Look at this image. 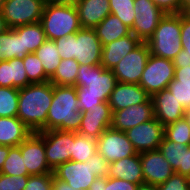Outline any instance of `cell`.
Wrapping results in <instances>:
<instances>
[{
    "label": "cell",
    "mask_w": 190,
    "mask_h": 190,
    "mask_svg": "<svg viewBox=\"0 0 190 190\" xmlns=\"http://www.w3.org/2000/svg\"><path fill=\"white\" fill-rule=\"evenodd\" d=\"M29 176L53 173L45 155L44 131L33 132L20 144Z\"/></svg>",
    "instance_id": "8fae6325"
},
{
    "label": "cell",
    "mask_w": 190,
    "mask_h": 190,
    "mask_svg": "<svg viewBox=\"0 0 190 190\" xmlns=\"http://www.w3.org/2000/svg\"><path fill=\"white\" fill-rule=\"evenodd\" d=\"M158 150L170 163L173 171L177 174L184 175V159L185 152L188 150V146L183 144H177L168 140L165 136L158 147Z\"/></svg>",
    "instance_id": "f546056e"
},
{
    "label": "cell",
    "mask_w": 190,
    "mask_h": 190,
    "mask_svg": "<svg viewBox=\"0 0 190 190\" xmlns=\"http://www.w3.org/2000/svg\"><path fill=\"white\" fill-rule=\"evenodd\" d=\"M165 14L182 13V0H152Z\"/></svg>",
    "instance_id": "7bdbcfd3"
},
{
    "label": "cell",
    "mask_w": 190,
    "mask_h": 190,
    "mask_svg": "<svg viewBox=\"0 0 190 190\" xmlns=\"http://www.w3.org/2000/svg\"><path fill=\"white\" fill-rule=\"evenodd\" d=\"M74 139L75 132L57 129L44 131L46 160L53 171L71 160Z\"/></svg>",
    "instance_id": "9c48e42d"
},
{
    "label": "cell",
    "mask_w": 190,
    "mask_h": 190,
    "mask_svg": "<svg viewBox=\"0 0 190 190\" xmlns=\"http://www.w3.org/2000/svg\"><path fill=\"white\" fill-rule=\"evenodd\" d=\"M125 133L135 151L142 153L158 149L165 136V129L154 117L147 122L128 129Z\"/></svg>",
    "instance_id": "9a60e30c"
},
{
    "label": "cell",
    "mask_w": 190,
    "mask_h": 190,
    "mask_svg": "<svg viewBox=\"0 0 190 190\" xmlns=\"http://www.w3.org/2000/svg\"><path fill=\"white\" fill-rule=\"evenodd\" d=\"M97 152L109 164L137 153L128 140L127 134L111 127L97 139Z\"/></svg>",
    "instance_id": "4fadbf2b"
},
{
    "label": "cell",
    "mask_w": 190,
    "mask_h": 190,
    "mask_svg": "<svg viewBox=\"0 0 190 190\" xmlns=\"http://www.w3.org/2000/svg\"><path fill=\"white\" fill-rule=\"evenodd\" d=\"M79 0H45V3L60 5H76Z\"/></svg>",
    "instance_id": "f5cc1de1"
},
{
    "label": "cell",
    "mask_w": 190,
    "mask_h": 190,
    "mask_svg": "<svg viewBox=\"0 0 190 190\" xmlns=\"http://www.w3.org/2000/svg\"><path fill=\"white\" fill-rule=\"evenodd\" d=\"M53 173L29 176L24 190H52Z\"/></svg>",
    "instance_id": "ab89813d"
},
{
    "label": "cell",
    "mask_w": 190,
    "mask_h": 190,
    "mask_svg": "<svg viewBox=\"0 0 190 190\" xmlns=\"http://www.w3.org/2000/svg\"><path fill=\"white\" fill-rule=\"evenodd\" d=\"M102 44L94 29L81 28L73 34V59L80 65H100Z\"/></svg>",
    "instance_id": "5bb4252c"
},
{
    "label": "cell",
    "mask_w": 190,
    "mask_h": 190,
    "mask_svg": "<svg viewBox=\"0 0 190 190\" xmlns=\"http://www.w3.org/2000/svg\"><path fill=\"white\" fill-rule=\"evenodd\" d=\"M112 110L108 102H102L89 111L82 112L81 125L78 134L98 139L103 132L110 128Z\"/></svg>",
    "instance_id": "e0dca14e"
},
{
    "label": "cell",
    "mask_w": 190,
    "mask_h": 190,
    "mask_svg": "<svg viewBox=\"0 0 190 190\" xmlns=\"http://www.w3.org/2000/svg\"><path fill=\"white\" fill-rule=\"evenodd\" d=\"M150 98L151 96L139 84L117 82L108 99V104L113 113L136 104L145 103Z\"/></svg>",
    "instance_id": "d6986e66"
},
{
    "label": "cell",
    "mask_w": 190,
    "mask_h": 190,
    "mask_svg": "<svg viewBox=\"0 0 190 190\" xmlns=\"http://www.w3.org/2000/svg\"><path fill=\"white\" fill-rule=\"evenodd\" d=\"M52 190H82V189H73L68 183L57 179L53 176Z\"/></svg>",
    "instance_id": "c3c4849f"
},
{
    "label": "cell",
    "mask_w": 190,
    "mask_h": 190,
    "mask_svg": "<svg viewBox=\"0 0 190 190\" xmlns=\"http://www.w3.org/2000/svg\"><path fill=\"white\" fill-rule=\"evenodd\" d=\"M28 81L31 84L45 83L50 78L45 74L41 61L34 53H29L23 59Z\"/></svg>",
    "instance_id": "74e56055"
},
{
    "label": "cell",
    "mask_w": 190,
    "mask_h": 190,
    "mask_svg": "<svg viewBox=\"0 0 190 190\" xmlns=\"http://www.w3.org/2000/svg\"><path fill=\"white\" fill-rule=\"evenodd\" d=\"M181 44L185 53L190 56V19L181 13Z\"/></svg>",
    "instance_id": "bcb514c9"
},
{
    "label": "cell",
    "mask_w": 190,
    "mask_h": 190,
    "mask_svg": "<svg viewBox=\"0 0 190 190\" xmlns=\"http://www.w3.org/2000/svg\"><path fill=\"white\" fill-rule=\"evenodd\" d=\"M164 129L168 140L177 144L190 145V126L185 118L166 125Z\"/></svg>",
    "instance_id": "d590c367"
},
{
    "label": "cell",
    "mask_w": 190,
    "mask_h": 190,
    "mask_svg": "<svg viewBox=\"0 0 190 190\" xmlns=\"http://www.w3.org/2000/svg\"><path fill=\"white\" fill-rule=\"evenodd\" d=\"M107 184V177H96L88 190H104Z\"/></svg>",
    "instance_id": "681fc988"
},
{
    "label": "cell",
    "mask_w": 190,
    "mask_h": 190,
    "mask_svg": "<svg viewBox=\"0 0 190 190\" xmlns=\"http://www.w3.org/2000/svg\"><path fill=\"white\" fill-rule=\"evenodd\" d=\"M175 68H183V66L190 65V56L182 49L177 56L173 59Z\"/></svg>",
    "instance_id": "7dc6e473"
},
{
    "label": "cell",
    "mask_w": 190,
    "mask_h": 190,
    "mask_svg": "<svg viewBox=\"0 0 190 190\" xmlns=\"http://www.w3.org/2000/svg\"><path fill=\"white\" fill-rule=\"evenodd\" d=\"M53 174L73 189L88 190L96 177H108L109 163L96 152L87 162L70 160L62 163Z\"/></svg>",
    "instance_id": "3957f363"
},
{
    "label": "cell",
    "mask_w": 190,
    "mask_h": 190,
    "mask_svg": "<svg viewBox=\"0 0 190 190\" xmlns=\"http://www.w3.org/2000/svg\"><path fill=\"white\" fill-rule=\"evenodd\" d=\"M94 30L102 46L131 33L130 28L111 13Z\"/></svg>",
    "instance_id": "484cf974"
},
{
    "label": "cell",
    "mask_w": 190,
    "mask_h": 190,
    "mask_svg": "<svg viewBox=\"0 0 190 190\" xmlns=\"http://www.w3.org/2000/svg\"><path fill=\"white\" fill-rule=\"evenodd\" d=\"M52 99L53 84L50 81L19 88L17 118L32 132L46 131Z\"/></svg>",
    "instance_id": "6da1fadb"
},
{
    "label": "cell",
    "mask_w": 190,
    "mask_h": 190,
    "mask_svg": "<svg viewBox=\"0 0 190 190\" xmlns=\"http://www.w3.org/2000/svg\"><path fill=\"white\" fill-rule=\"evenodd\" d=\"M81 117L76 87L53 85V99L47 115L46 131L57 129L78 132Z\"/></svg>",
    "instance_id": "7a4b0ae2"
},
{
    "label": "cell",
    "mask_w": 190,
    "mask_h": 190,
    "mask_svg": "<svg viewBox=\"0 0 190 190\" xmlns=\"http://www.w3.org/2000/svg\"><path fill=\"white\" fill-rule=\"evenodd\" d=\"M29 84L23 60L0 61V87L23 88Z\"/></svg>",
    "instance_id": "d4e9b609"
},
{
    "label": "cell",
    "mask_w": 190,
    "mask_h": 190,
    "mask_svg": "<svg viewBox=\"0 0 190 190\" xmlns=\"http://www.w3.org/2000/svg\"><path fill=\"white\" fill-rule=\"evenodd\" d=\"M149 55L150 50L147 42H141L112 70L117 82L139 84Z\"/></svg>",
    "instance_id": "7c38bea8"
},
{
    "label": "cell",
    "mask_w": 190,
    "mask_h": 190,
    "mask_svg": "<svg viewBox=\"0 0 190 190\" xmlns=\"http://www.w3.org/2000/svg\"><path fill=\"white\" fill-rule=\"evenodd\" d=\"M111 14L117 16L130 29L136 15L134 13V0H109Z\"/></svg>",
    "instance_id": "8d00e7d4"
},
{
    "label": "cell",
    "mask_w": 190,
    "mask_h": 190,
    "mask_svg": "<svg viewBox=\"0 0 190 190\" xmlns=\"http://www.w3.org/2000/svg\"><path fill=\"white\" fill-rule=\"evenodd\" d=\"M45 0H5L2 16L9 28L40 22Z\"/></svg>",
    "instance_id": "ba28073f"
},
{
    "label": "cell",
    "mask_w": 190,
    "mask_h": 190,
    "mask_svg": "<svg viewBox=\"0 0 190 190\" xmlns=\"http://www.w3.org/2000/svg\"><path fill=\"white\" fill-rule=\"evenodd\" d=\"M141 41L132 33L102 46L101 65L113 70Z\"/></svg>",
    "instance_id": "44dd1931"
},
{
    "label": "cell",
    "mask_w": 190,
    "mask_h": 190,
    "mask_svg": "<svg viewBox=\"0 0 190 190\" xmlns=\"http://www.w3.org/2000/svg\"><path fill=\"white\" fill-rule=\"evenodd\" d=\"M40 23L49 40L75 34L82 27L75 5L46 3Z\"/></svg>",
    "instance_id": "5b68a950"
},
{
    "label": "cell",
    "mask_w": 190,
    "mask_h": 190,
    "mask_svg": "<svg viewBox=\"0 0 190 190\" xmlns=\"http://www.w3.org/2000/svg\"><path fill=\"white\" fill-rule=\"evenodd\" d=\"M97 152V139L82 136L75 132L71 160L77 162H87V160Z\"/></svg>",
    "instance_id": "d6a6232c"
},
{
    "label": "cell",
    "mask_w": 190,
    "mask_h": 190,
    "mask_svg": "<svg viewBox=\"0 0 190 190\" xmlns=\"http://www.w3.org/2000/svg\"><path fill=\"white\" fill-rule=\"evenodd\" d=\"M182 14H183L186 18L190 19V5L182 12Z\"/></svg>",
    "instance_id": "680465c9"
},
{
    "label": "cell",
    "mask_w": 190,
    "mask_h": 190,
    "mask_svg": "<svg viewBox=\"0 0 190 190\" xmlns=\"http://www.w3.org/2000/svg\"><path fill=\"white\" fill-rule=\"evenodd\" d=\"M28 53H23L22 36L13 28L0 34V61L18 58L23 60Z\"/></svg>",
    "instance_id": "83f0119b"
},
{
    "label": "cell",
    "mask_w": 190,
    "mask_h": 190,
    "mask_svg": "<svg viewBox=\"0 0 190 190\" xmlns=\"http://www.w3.org/2000/svg\"><path fill=\"white\" fill-rule=\"evenodd\" d=\"M80 64L75 59H62L55 74L50 78L53 85L76 86Z\"/></svg>",
    "instance_id": "1f68e13d"
},
{
    "label": "cell",
    "mask_w": 190,
    "mask_h": 190,
    "mask_svg": "<svg viewBox=\"0 0 190 190\" xmlns=\"http://www.w3.org/2000/svg\"><path fill=\"white\" fill-rule=\"evenodd\" d=\"M75 7L82 28L94 29L111 13L109 0H79Z\"/></svg>",
    "instance_id": "7402d4cb"
},
{
    "label": "cell",
    "mask_w": 190,
    "mask_h": 190,
    "mask_svg": "<svg viewBox=\"0 0 190 190\" xmlns=\"http://www.w3.org/2000/svg\"><path fill=\"white\" fill-rule=\"evenodd\" d=\"M184 118L188 121V124L190 126V107L185 109V115Z\"/></svg>",
    "instance_id": "9f6ffc18"
},
{
    "label": "cell",
    "mask_w": 190,
    "mask_h": 190,
    "mask_svg": "<svg viewBox=\"0 0 190 190\" xmlns=\"http://www.w3.org/2000/svg\"><path fill=\"white\" fill-rule=\"evenodd\" d=\"M19 88L0 87V117H17Z\"/></svg>",
    "instance_id": "836d02e7"
},
{
    "label": "cell",
    "mask_w": 190,
    "mask_h": 190,
    "mask_svg": "<svg viewBox=\"0 0 190 190\" xmlns=\"http://www.w3.org/2000/svg\"><path fill=\"white\" fill-rule=\"evenodd\" d=\"M109 178L124 179L134 184H144L140 153L109 164Z\"/></svg>",
    "instance_id": "603a6c76"
},
{
    "label": "cell",
    "mask_w": 190,
    "mask_h": 190,
    "mask_svg": "<svg viewBox=\"0 0 190 190\" xmlns=\"http://www.w3.org/2000/svg\"><path fill=\"white\" fill-rule=\"evenodd\" d=\"M159 190H190V178L173 173L163 184L158 185Z\"/></svg>",
    "instance_id": "60d3db41"
},
{
    "label": "cell",
    "mask_w": 190,
    "mask_h": 190,
    "mask_svg": "<svg viewBox=\"0 0 190 190\" xmlns=\"http://www.w3.org/2000/svg\"><path fill=\"white\" fill-rule=\"evenodd\" d=\"M10 148H11L10 146L0 145V172H1L2 168H3L5 159L8 156Z\"/></svg>",
    "instance_id": "f907efd6"
},
{
    "label": "cell",
    "mask_w": 190,
    "mask_h": 190,
    "mask_svg": "<svg viewBox=\"0 0 190 190\" xmlns=\"http://www.w3.org/2000/svg\"><path fill=\"white\" fill-rule=\"evenodd\" d=\"M24 164V158L21 154L20 145L11 147L0 173L11 176L28 175V171Z\"/></svg>",
    "instance_id": "e575fe53"
},
{
    "label": "cell",
    "mask_w": 190,
    "mask_h": 190,
    "mask_svg": "<svg viewBox=\"0 0 190 190\" xmlns=\"http://www.w3.org/2000/svg\"><path fill=\"white\" fill-rule=\"evenodd\" d=\"M184 109L190 107V65L175 68V75L167 88Z\"/></svg>",
    "instance_id": "4316f807"
},
{
    "label": "cell",
    "mask_w": 190,
    "mask_h": 190,
    "mask_svg": "<svg viewBox=\"0 0 190 190\" xmlns=\"http://www.w3.org/2000/svg\"><path fill=\"white\" fill-rule=\"evenodd\" d=\"M154 118L153 102L150 98L145 103L136 104L126 109L117 110L112 113L111 128L126 132L141 123Z\"/></svg>",
    "instance_id": "ac0fdd59"
},
{
    "label": "cell",
    "mask_w": 190,
    "mask_h": 190,
    "mask_svg": "<svg viewBox=\"0 0 190 190\" xmlns=\"http://www.w3.org/2000/svg\"><path fill=\"white\" fill-rule=\"evenodd\" d=\"M140 160L145 184L158 186L174 173L158 149L140 153Z\"/></svg>",
    "instance_id": "2e32d148"
},
{
    "label": "cell",
    "mask_w": 190,
    "mask_h": 190,
    "mask_svg": "<svg viewBox=\"0 0 190 190\" xmlns=\"http://www.w3.org/2000/svg\"><path fill=\"white\" fill-rule=\"evenodd\" d=\"M184 175L190 178V145L188 146V150L185 152Z\"/></svg>",
    "instance_id": "816d5d0a"
},
{
    "label": "cell",
    "mask_w": 190,
    "mask_h": 190,
    "mask_svg": "<svg viewBox=\"0 0 190 190\" xmlns=\"http://www.w3.org/2000/svg\"><path fill=\"white\" fill-rule=\"evenodd\" d=\"M134 19L130 29L141 42H146L154 33L165 13L152 0H134Z\"/></svg>",
    "instance_id": "30bf717a"
},
{
    "label": "cell",
    "mask_w": 190,
    "mask_h": 190,
    "mask_svg": "<svg viewBox=\"0 0 190 190\" xmlns=\"http://www.w3.org/2000/svg\"><path fill=\"white\" fill-rule=\"evenodd\" d=\"M34 54L41 61L45 74L51 78L62 60L54 40L47 39Z\"/></svg>",
    "instance_id": "4dcf8cb0"
},
{
    "label": "cell",
    "mask_w": 190,
    "mask_h": 190,
    "mask_svg": "<svg viewBox=\"0 0 190 190\" xmlns=\"http://www.w3.org/2000/svg\"><path fill=\"white\" fill-rule=\"evenodd\" d=\"M9 27L6 24V21L4 20L2 13H0V34L8 30Z\"/></svg>",
    "instance_id": "11a10c76"
},
{
    "label": "cell",
    "mask_w": 190,
    "mask_h": 190,
    "mask_svg": "<svg viewBox=\"0 0 190 190\" xmlns=\"http://www.w3.org/2000/svg\"><path fill=\"white\" fill-rule=\"evenodd\" d=\"M175 75L173 61L149 55L139 85L152 97L167 89Z\"/></svg>",
    "instance_id": "52a82bcc"
},
{
    "label": "cell",
    "mask_w": 190,
    "mask_h": 190,
    "mask_svg": "<svg viewBox=\"0 0 190 190\" xmlns=\"http://www.w3.org/2000/svg\"><path fill=\"white\" fill-rule=\"evenodd\" d=\"M77 97L81 112L89 111L102 103L99 96L93 94H77Z\"/></svg>",
    "instance_id": "ee69618b"
},
{
    "label": "cell",
    "mask_w": 190,
    "mask_h": 190,
    "mask_svg": "<svg viewBox=\"0 0 190 190\" xmlns=\"http://www.w3.org/2000/svg\"><path fill=\"white\" fill-rule=\"evenodd\" d=\"M54 42L61 59H73V34L63 36Z\"/></svg>",
    "instance_id": "b9f144b4"
},
{
    "label": "cell",
    "mask_w": 190,
    "mask_h": 190,
    "mask_svg": "<svg viewBox=\"0 0 190 190\" xmlns=\"http://www.w3.org/2000/svg\"><path fill=\"white\" fill-rule=\"evenodd\" d=\"M136 190H159V188L158 186L144 183V184L138 185Z\"/></svg>",
    "instance_id": "db71d44e"
},
{
    "label": "cell",
    "mask_w": 190,
    "mask_h": 190,
    "mask_svg": "<svg viewBox=\"0 0 190 190\" xmlns=\"http://www.w3.org/2000/svg\"><path fill=\"white\" fill-rule=\"evenodd\" d=\"M4 3L5 0H0V13H2Z\"/></svg>",
    "instance_id": "91938a15"
},
{
    "label": "cell",
    "mask_w": 190,
    "mask_h": 190,
    "mask_svg": "<svg viewBox=\"0 0 190 190\" xmlns=\"http://www.w3.org/2000/svg\"><path fill=\"white\" fill-rule=\"evenodd\" d=\"M181 13L165 14L153 35L146 41L150 54L172 60L182 50Z\"/></svg>",
    "instance_id": "277c9868"
},
{
    "label": "cell",
    "mask_w": 190,
    "mask_h": 190,
    "mask_svg": "<svg viewBox=\"0 0 190 190\" xmlns=\"http://www.w3.org/2000/svg\"><path fill=\"white\" fill-rule=\"evenodd\" d=\"M117 84L112 70L100 65H80L76 77L77 94H93L102 102H108L111 92Z\"/></svg>",
    "instance_id": "8992f818"
},
{
    "label": "cell",
    "mask_w": 190,
    "mask_h": 190,
    "mask_svg": "<svg viewBox=\"0 0 190 190\" xmlns=\"http://www.w3.org/2000/svg\"><path fill=\"white\" fill-rule=\"evenodd\" d=\"M22 36L23 53H34L46 40V34L40 22L13 28Z\"/></svg>",
    "instance_id": "f1b7e54d"
},
{
    "label": "cell",
    "mask_w": 190,
    "mask_h": 190,
    "mask_svg": "<svg viewBox=\"0 0 190 190\" xmlns=\"http://www.w3.org/2000/svg\"><path fill=\"white\" fill-rule=\"evenodd\" d=\"M32 133L17 117H0V145L19 146Z\"/></svg>",
    "instance_id": "cb8c5ba5"
},
{
    "label": "cell",
    "mask_w": 190,
    "mask_h": 190,
    "mask_svg": "<svg viewBox=\"0 0 190 190\" xmlns=\"http://www.w3.org/2000/svg\"><path fill=\"white\" fill-rule=\"evenodd\" d=\"M154 117L165 127L184 118L185 109L168 89L155 93L152 97Z\"/></svg>",
    "instance_id": "ffe728a7"
},
{
    "label": "cell",
    "mask_w": 190,
    "mask_h": 190,
    "mask_svg": "<svg viewBox=\"0 0 190 190\" xmlns=\"http://www.w3.org/2000/svg\"><path fill=\"white\" fill-rule=\"evenodd\" d=\"M190 5V0H182V12Z\"/></svg>",
    "instance_id": "6f0895ef"
},
{
    "label": "cell",
    "mask_w": 190,
    "mask_h": 190,
    "mask_svg": "<svg viewBox=\"0 0 190 190\" xmlns=\"http://www.w3.org/2000/svg\"><path fill=\"white\" fill-rule=\"evenodd\" d=\"M138 184L126 181L124 179L107 177V184L104 190H136Z\"/></svg>",
    "instance_id": "f6af8a7d"
},
{
    "label": "cell",
    "mask_w": 190,
    "mask_h": 190,
    "mask_svg": "<svg viewBox=\"0 0 190 190\" xmlns=\"http://www.w3.org/2000/svg\"><path fill=\"white\" fill-rule=\"evenodd\" d=\"M29 175H5L0 173V190H24Z\"/></svg>",
    "instance_id": "f35d334b"
}]
</instances>
